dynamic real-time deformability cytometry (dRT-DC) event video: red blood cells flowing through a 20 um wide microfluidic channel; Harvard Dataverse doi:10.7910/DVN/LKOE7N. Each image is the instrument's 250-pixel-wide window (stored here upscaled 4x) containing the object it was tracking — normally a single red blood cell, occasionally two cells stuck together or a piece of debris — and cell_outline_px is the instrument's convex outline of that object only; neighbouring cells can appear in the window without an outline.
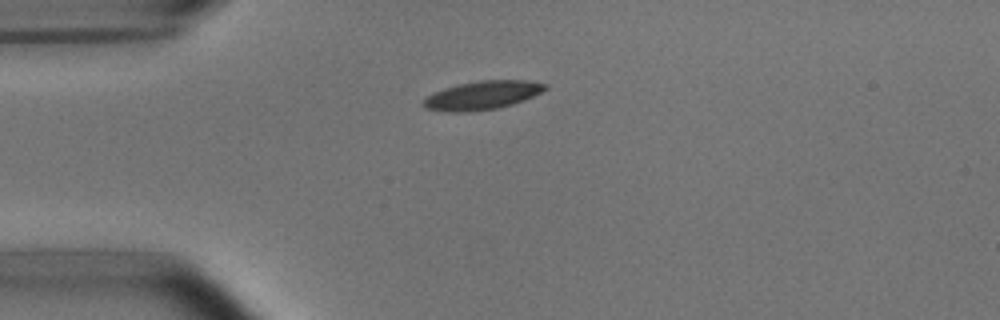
{"species": "common noctule bat (a hibernating species)", "species_latin": "Nyctalus noctula", "temperature_condition": "room temperature", "stored_images_in_passage": 40, "camera_frame_rate_fps": 3000, "um_per_image_px": 0.085, "animal": {"sex": "male", "body_mass_g": 15.6}, "frame": {"image": 1, "passage_image": 1, "time_ms": 0.0, "image_size_px": [1000, 320], "cell_outline_px": [[548, 88], [524, 100], [512, 104], [496, 108], [464, 112], [452, 112], [424, 108], [420, 104], [432, 92], [444, 88], [460, 84], [480, 80], [528, 80], [548, 84]], "centroid_in_image_um": [40.98, 8.09], "position_along_channel_um": 44.0, "area_um2": 20.17}}
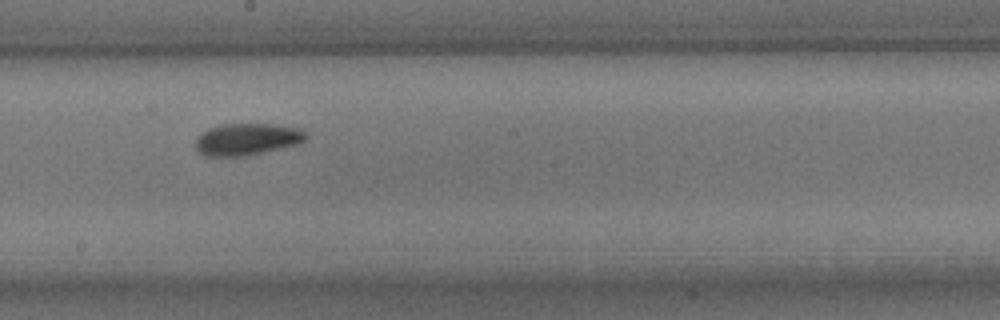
{"frame": {"image": 2, "passage_image": 17, "time_ms": 5.333, "image_size_px": [1000, 320], "cell_outline_px": [[308, 136], [304, 140], [296, 144], [248, 156], [204, 156], [196, 152], [192, 144], [196, 136], [208, 128], [220, 124], [276, 124], [300, 128]], "centroid_in_image_um": [20.9, 11.84], "position_along_channel_um": 227.3, "area_um2": 20.92}}
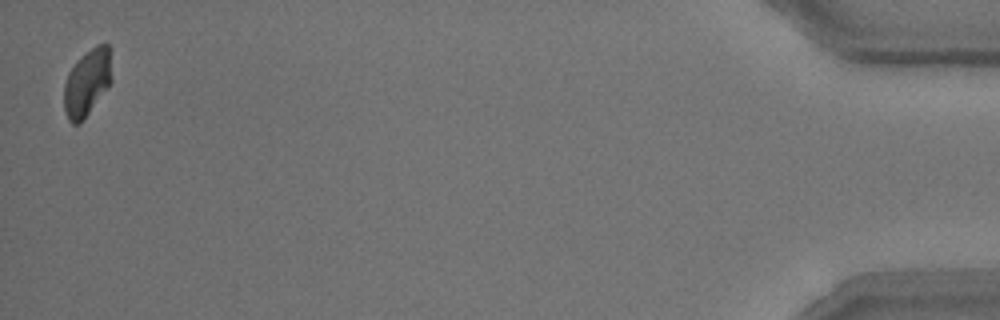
{"frame": {"image": 3, "passage_image": 40, "time_ms": 13.0, "image_size_px": [1000, 320], "cell_outline_px": [[112, 80], [108, 88], [80, 124], [72, 124], [68, 120], [64, 108], [64, 84], [68, 72], [96, 44], [108, 44], [112, 76]], "centroid_in_image_um": [7.41, 7.07], "position_along_channel_um": 427.8, "area_um2": 18.32}, "authors_computed_cell_mechanics": {"area_um2": 19.7098, "velocity_mm_per_s": 3.7679, "shape_relaxation_time_tau1_ms": 2.379, "shape_relaxation_time_tau2_ms": 2.2455, "deformation_change_tau1": 0.108, "deformation_change_tau2": 0.0653}}